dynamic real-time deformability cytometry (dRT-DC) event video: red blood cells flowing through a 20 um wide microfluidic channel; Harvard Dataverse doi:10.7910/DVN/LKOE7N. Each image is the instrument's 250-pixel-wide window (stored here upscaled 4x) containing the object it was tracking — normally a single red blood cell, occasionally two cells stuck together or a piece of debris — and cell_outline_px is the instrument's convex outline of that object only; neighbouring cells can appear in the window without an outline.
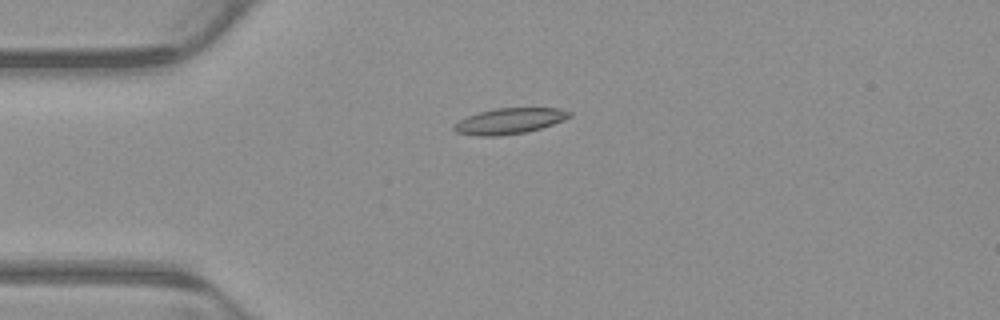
{"species": "common noctule bat (a hibernating species)", "species_latin": "Nyctalus noctula", "temperature_condition": "warm", "stored_images_in_passage": 3, "camera_frame_rate_fps": 3000, "um_per_image_px": 0.085, "animal": {"sex": "male", "body_mass_g": 23.1, "forearm_length_mm": 52.7}, "frame": {"image": 1, "passage_image": 2, "time_ms": 0.333, "image_size_px": [1000, 320], "cell_outline_px": [[572, 116], [564, 120], [540, 128], [524, 132], [500, 136], [480, 136], [456, 132], [452, 128], [452, 124], [468, 116], [480, 112], [496, 108], [560, 108], [572, 112]], "centroid_in_image_um": [43.31, 10.28], "position_along_channel_um": 41.7, "area_um2": 17.28}}